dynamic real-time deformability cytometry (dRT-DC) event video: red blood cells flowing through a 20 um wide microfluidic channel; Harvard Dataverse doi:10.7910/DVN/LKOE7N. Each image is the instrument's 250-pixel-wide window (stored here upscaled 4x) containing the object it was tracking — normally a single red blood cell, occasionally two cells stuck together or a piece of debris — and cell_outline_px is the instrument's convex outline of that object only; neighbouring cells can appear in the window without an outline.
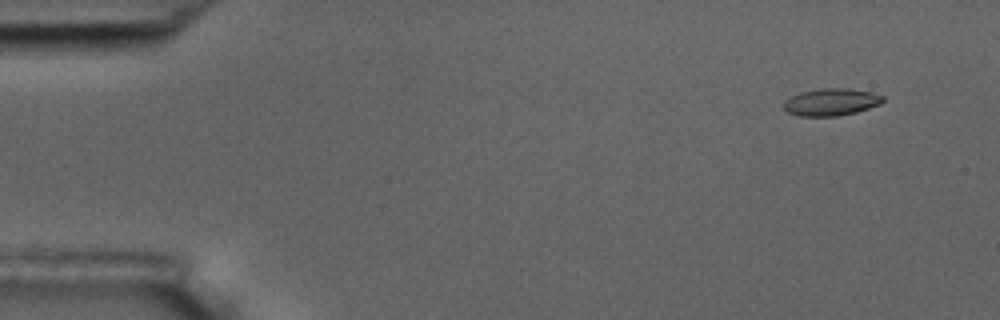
{"species": "common noctule bat (a hibernating species)", "species_latin": "Nyctalus noctula", "temperature_condition": "room temperature", "stored_images_in_passage": 10, "camera_frame_rate_fps": 3000, "um_per_image_px": 0.085, "animal": {"sex": "male", "body_mass_g": 17.5, "forearm_length_mm": 52.3}, "frame": {"image": 1, "passage_image": 1, "time_ms": 0.0, "image_size_px": [1000, 320], "cell_outline_px": [[884, 100], [880, 104], [856, 112], [836, 116], [800, 116], [788, 112], [784, 108], [784, 100], [800, 92], [820, 88], [848, 88], [872, 92], [884, 96]], "centroid_in_image_um": [70.65, 8.66], "position_along_channel_um": 14.3, "area_um2": 15.72}}
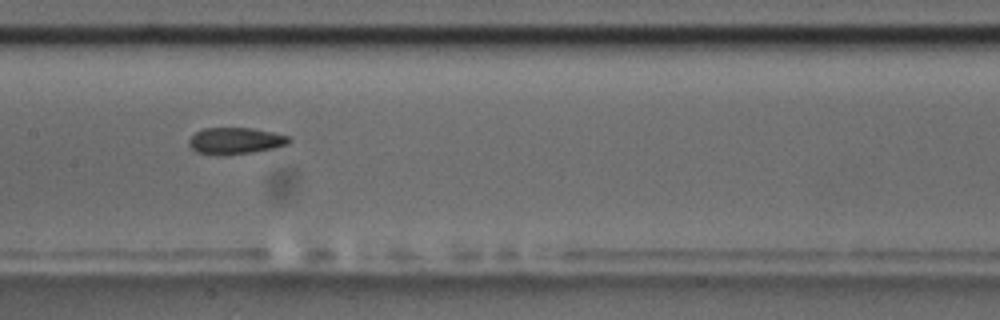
{"frame": {"image": 2, "passage_image": 8, "time_ms": 8.0, "image_size_px": [1000, 320], "cell_outline_px": [[292, 140], [288, 144], [272, 148], [252, 152], [220, 156], [216, 156], [196, 152], [188, 144], [188, 140], [196, 132], [204, 128], [252, 128], [292, 136]], "centroid_in_image_um": [20.01, 11.97], "position_along_channel_um": 187.4, "area_um2": 15.66}}
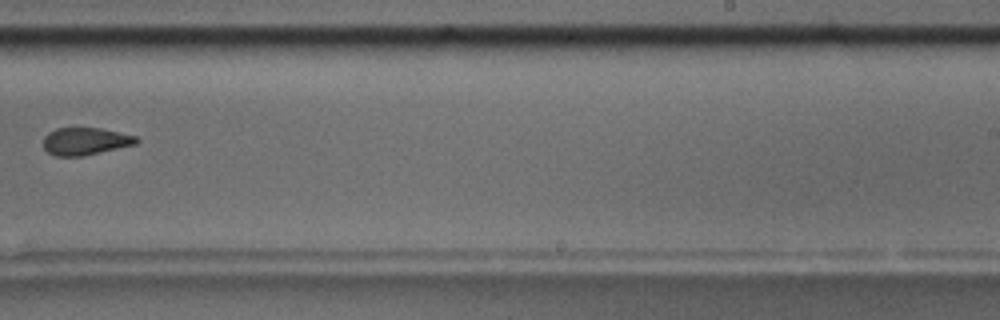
{"frame": {"image": 3, "passage_image": 10, "time_ms": 10.667, "image_size_px": [1000, 320], "cell_outline_px": [[140, 140], [136, 144], [80, 156], [56, 156], [48, 152], [44, 148], [44, 136], [48, 132], [56, 128], [100, 128], [136, 136]], "centroid_in_image_um": [7.23, 12.0], "position_along_channel_um": 281.8, "area_um2": 14.68}}